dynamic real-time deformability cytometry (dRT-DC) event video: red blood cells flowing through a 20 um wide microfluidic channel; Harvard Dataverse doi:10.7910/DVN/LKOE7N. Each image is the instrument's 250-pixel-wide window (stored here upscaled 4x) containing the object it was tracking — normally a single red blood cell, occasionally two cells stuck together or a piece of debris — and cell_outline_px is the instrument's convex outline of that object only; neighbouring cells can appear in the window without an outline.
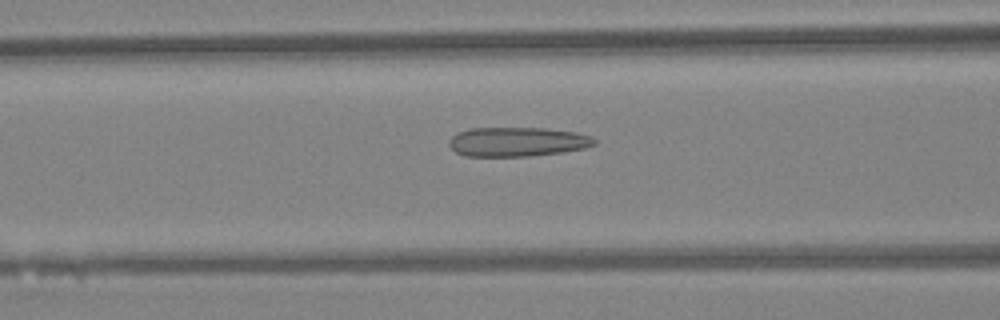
{"species": "Egyptian fruit bat (a non-hibernating species)", "species_latin": "Rousettus aegyptiacus", "temperature_condition": "warm", "stored_images_in_passage": 47, "camera_frame_rate_fps": 3000, "um_per_image_px": 0.085, "animal": {"sex": "female"}, "frame": {"image": 1, "passage_image": 19, "time_ms": 6.0, "image_size_px": [1000, 320], "cell_outline_px": [[596, 144], [584, 148], [560, 152], [532, 156], [464, 156], [456, 152], [448, 144], [448, 140], [452, 136], [468, 128], [544, 128], [576, 132], [592, 136], [596, 140]], "centroid_in_image_um": [43.97, 12.05], "position_along_channel_um": 122.6, "area_um2": 24.85}}
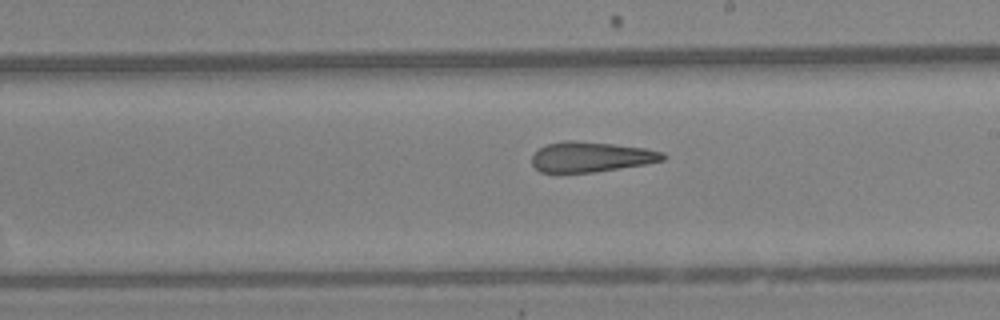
{"frame": {"image": 2, "passage_image": 27, "time_ms": 8.667, "image_size_px": [1000, 320], "cell_outline_px": [[668, 156], [664, 160], [644, 164], [592, 172], [540, 172], [532, 164], [532, 156], [540, 148], [548, 144], [564, 140], [572, 140], [612, 144], [644, 148], [664, 152]], "centroid_in_image_um": [50.25, 13.33], "position_along_channel_um": 238.8, "area_um2": 22.77}}
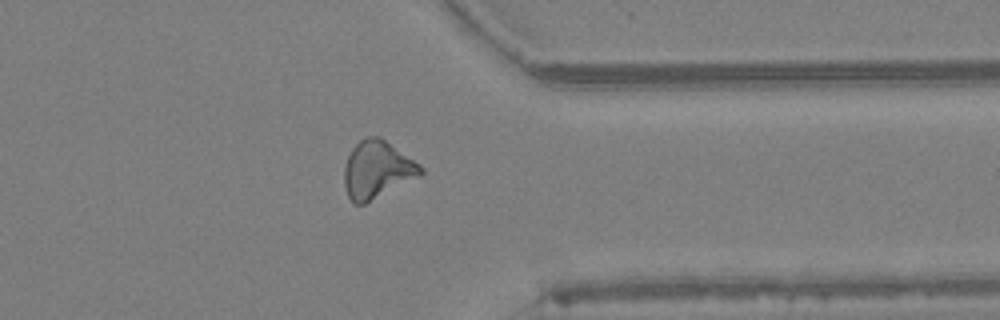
{"frame": {"image": 3, "passage_image": 37, "time_ms": 12.0, "image_size_px": [1000, 320], "cell_outline_px": [[424, 172], [364, 204], [352, 204], [348, 196], [344, 184], [344, 168], [348, 156], [352, 148], [360, 140], [368, 136], [380, 136], [420, 164], [424, 168]], "centroid_in_image_um": [32.02, 14.4], "position_along_channel_um": 379.4, "area_um2": 25.14}, "authors_computed_cell_mechanics": {"area_um2": 25.0852, "velocity_mm_per_s": 4.3739, "shape_relaxation_time_tau1_ms": null, "shape_relaxation_time_tau2_ms": 2.7954, "deformation_change_tau1": null, "deformation_change_tau2": 0.125}}